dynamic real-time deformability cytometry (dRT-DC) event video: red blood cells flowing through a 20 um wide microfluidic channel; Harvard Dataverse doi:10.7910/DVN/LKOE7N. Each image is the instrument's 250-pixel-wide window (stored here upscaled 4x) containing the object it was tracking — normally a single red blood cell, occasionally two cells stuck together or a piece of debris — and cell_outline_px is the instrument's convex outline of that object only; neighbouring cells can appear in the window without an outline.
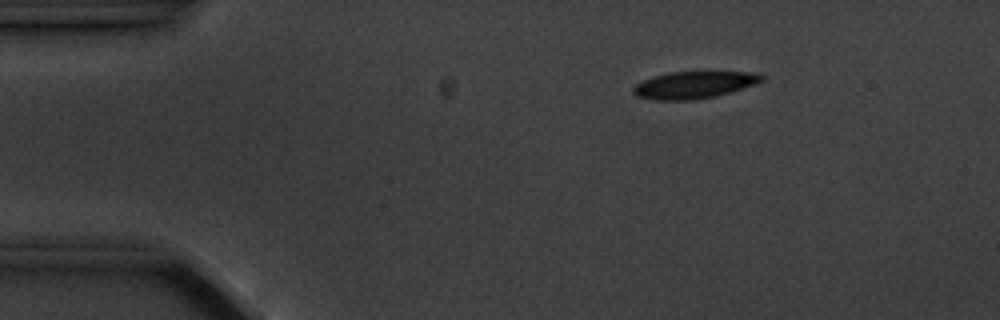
{"species": "common noctule bat (a hibernating species)", "species_latin": "Nyctalus noctula", "temperature_condition": "cold", "stored_images_in_passage": 4, "camera_frame_rate_fps": 3000, "um_per_image_px": 0.085, "animal": {"sex": "male", "body_mass_g": 20.1, "forearm_length_mm": 53.5}, "frame": {"image": 1, "passage_image": 2, "time_ms": 2.0, "image_size_px": [1000, 320], "cell_outline_px": [[764, 80], [756, 84], [732, 92], [716, 96], [692, 100], [656, 100], [636, 96], [632, 92], [632, 88], [636, 84], [644, 80], [668, 72], [760, 72], [764, 76]], "centroid_in_image_um": [59.04, 7.22], "position_along_channel_um": 26.0, "area_um2": 20.35}}